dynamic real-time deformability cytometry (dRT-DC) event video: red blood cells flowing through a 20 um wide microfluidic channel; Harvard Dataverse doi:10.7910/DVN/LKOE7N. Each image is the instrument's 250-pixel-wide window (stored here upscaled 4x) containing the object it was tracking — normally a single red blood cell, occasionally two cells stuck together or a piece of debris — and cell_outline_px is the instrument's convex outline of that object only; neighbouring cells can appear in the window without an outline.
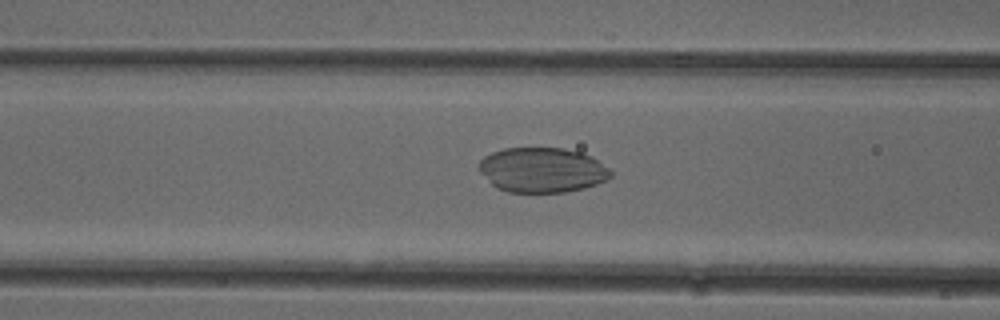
{"species": "common noctule bat (a hibernating species)", "species_latin": "Nyctalus noctula", "temperature_condition": "cold", "stored_images_in_passage": 51, "camera_frame_rate_fps": 3000, "um_per_image_px": 0.085, "animal": {"sex": "female"}, "frame": {"image": 1, "passage_image": 20, "time_ms": 6.333, "image_size_px": [1000, 320], "cell_outline_px": [[612, 176], [596, 184], [584, 188], [564, 192], [508, 192], [496, 188], [480, 172], [480, 160], [484, 156], [492, 152], [504, 148], [564, 148], [580, 152], [592, 156], [608, 168], [612, 172]], "centroid_in_image_um": [46.08, 14.44], "position_along_channel_um": 120.5, "area_um2": 34.39}}
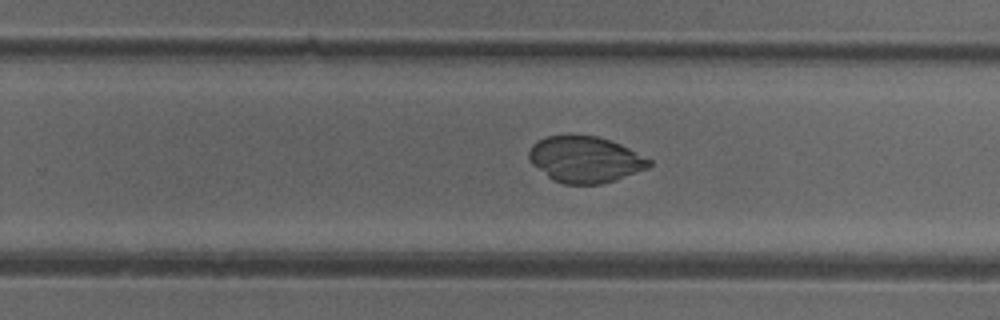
{"frame": {"image": 2, "passage_image": 32, "time_ms": 10.333, "image_size_px": [1000, 320], "cell_outline_px": [[652, 164], [648, 168], [616, 180], [600, 184], [564, 184], [548, 176], [532, 164], [528, 160], [528, 152], [532, 144], [536, 140], [548, 136], [568, 132], [596, 136], [620, 144], [652, 160]], "centroid_in_image_um": [49.7, 13.52], "position_along_channel_um": 280.1, "area_um2": 32.83}}
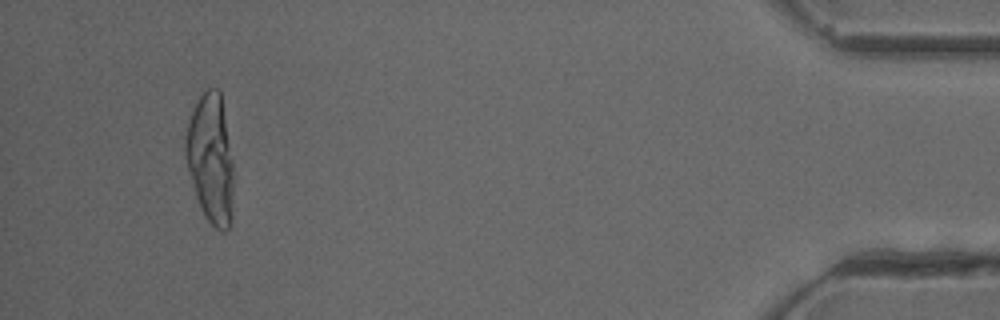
{"frame": {"image": 3, "passage_image": 48, "time_ms": 15.667, "image_size_px": [1000, 320], "cell_outline_px": [[232, 216], [228, 228], [224, 232], [220, 232], [204, 216], [200, 208], [188, 172], [184, 156], [184, 140], [188, 120], [200, 96], [208, 88], [216, 88], [220, 92], [232, 160]], "centroid_in_image_um": [17.87, 13.53], "position_along_channel_um": 417.3, "area_um2": 35.95}}